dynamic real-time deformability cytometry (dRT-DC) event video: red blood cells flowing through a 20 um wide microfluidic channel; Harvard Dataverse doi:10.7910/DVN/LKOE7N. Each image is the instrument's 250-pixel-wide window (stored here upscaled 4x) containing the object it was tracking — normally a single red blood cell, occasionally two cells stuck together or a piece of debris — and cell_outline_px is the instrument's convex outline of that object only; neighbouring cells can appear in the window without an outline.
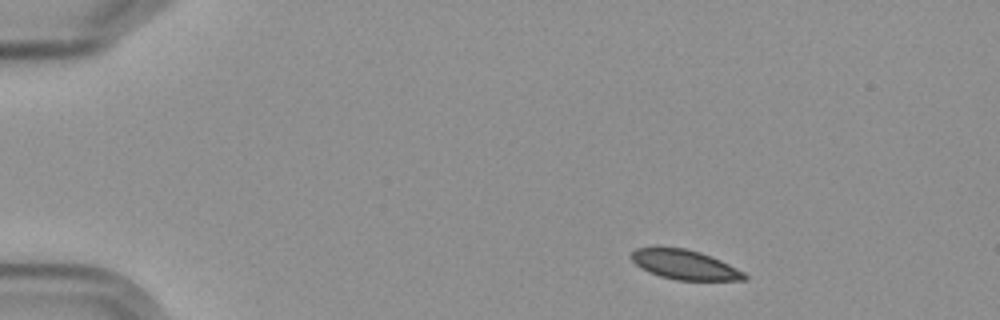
{"species": "Egyptian fruit bat (a non-hibernating species)", "species_latin": "Rousettus aegyptiacus", "temperature_condition": "cold", "stored_images_in_passage": 9, "camera_frame_rate_fps": 3000, "um_per_image_px": 0.085, "frame": {"image": 1, "passage_image": 1, "time_ms": 0.0, "image_size_px": [1000, 320], "cell_outline_px": [[748, 276], [744, 280], [676, 280], [660, 276], [648, 272], [640, 268], [628, 256], [636, 248], [656, 244], [684, 248], [700, 252], [712, 256], [744, 272]], "centroid_in_image_um": [58.1, 22.45], "position_along_channel_um": 26.9, "area_um2": 20.06}}
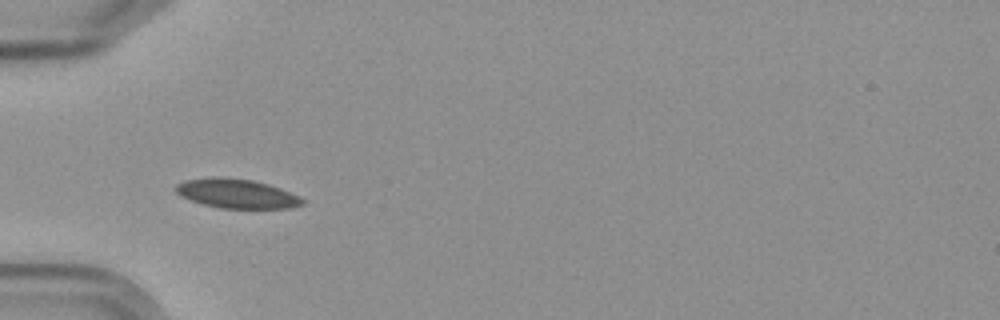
{"frame": {"image": 2, "passage_image": 4, "time_ms": 3.333, "image_size_px": [1000, 320], "cell_outline_px": [[304, 204], [292, 208], [220, 208], [204, 204], [180, 196], [176, 192], [176, 184], [184, 180], [252, 180], [268, 184], [280, 188], [300, 196], [304, 200]], "centroid_in_image_um": [20.21, 16.51], "position_along_channel_um": 64.8, "area_um2": 20.58}}
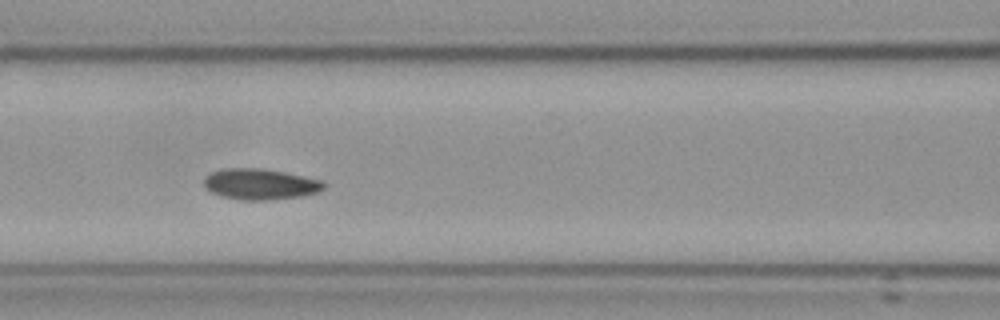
{"frame": {"image": 3, "passage_image": 6, "time_ms": 5.667, "image_size_px": [1000, 320], "cell_outline_px": [[324, 188], [316, 192], [300, 196], [268, 200], [240, 200], [220, 196], [204, 188], [204, 176], [212, 172], [224, 168], [260, 168], [284, 172], [304, 176], [320, 180], [324, 184]], "centroid_in_image_um": [22.05, 15.65], "position_along_channel_um": 144.5, "area_um2": 21.5}}